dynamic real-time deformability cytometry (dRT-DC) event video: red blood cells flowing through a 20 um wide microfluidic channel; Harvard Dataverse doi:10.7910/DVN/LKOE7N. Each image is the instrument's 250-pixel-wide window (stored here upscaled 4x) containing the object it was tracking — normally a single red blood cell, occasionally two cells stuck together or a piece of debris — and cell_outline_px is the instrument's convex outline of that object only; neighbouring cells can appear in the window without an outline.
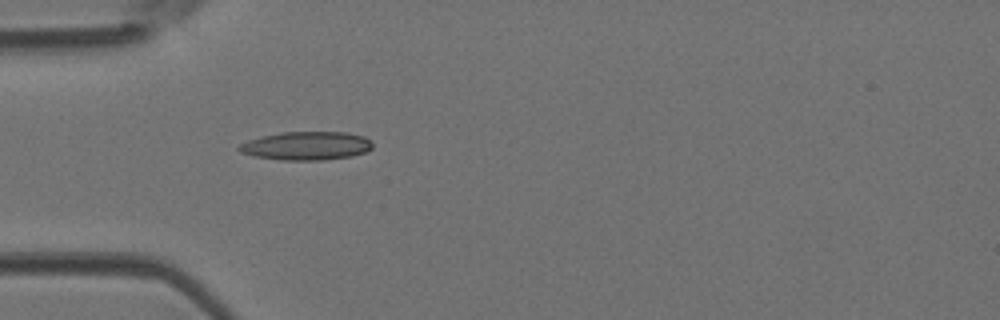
{"species": "Egyptian fruit bat (a non-hibernating species)", "species_latin": "Rousettus aegyptiacus", "temperature_condition": "room temperature", "stored_images_in_passage": 24, "camera_frame_rate_fps": 3000, "um_per_image_px": 0.085, "animal": {"sex": "female"}, "frame": {"image": 1, "passage_image": 1, "time_ms": 0.0, "image_size_px": [1000, 320], "cell_outline_px": [[372, 148], [364, 152], [352, 156], [324, 160], [280, 160], [252, 156], [240, 152], [236, 148], [240, 144], [248, 140], [260, 136], [284, 132], [348, 132], [364, 136], [372, 140]], "centroid_in_image_um": [26.03, 12.39], "position_along_channel_um": 59.0, "area_um2": 22.37}}
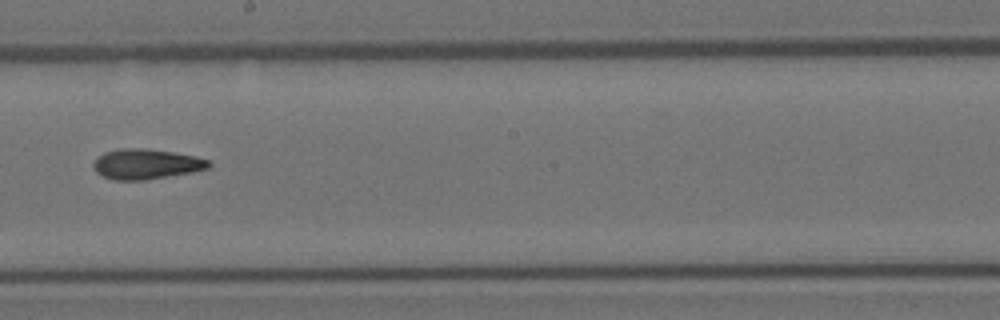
{"frame": {"image": 2, "passage_image": 13, "time_ms": 4.0, "image_size_px": [1000, 320], "cell_outline_px": [[212, 164], [208, 168], [192, 172], [144, 180], [116, 180], [104, 176], [96, 172], [92, 164], [96, 156], [104, 152], [120, 148], [144, 148], [172, 152], [196, 156], [208, 160]], "centroid_in_image_um": [12.4, 13.93], "position_along_channel_um": 235.8, "area_um2": 20.29}}
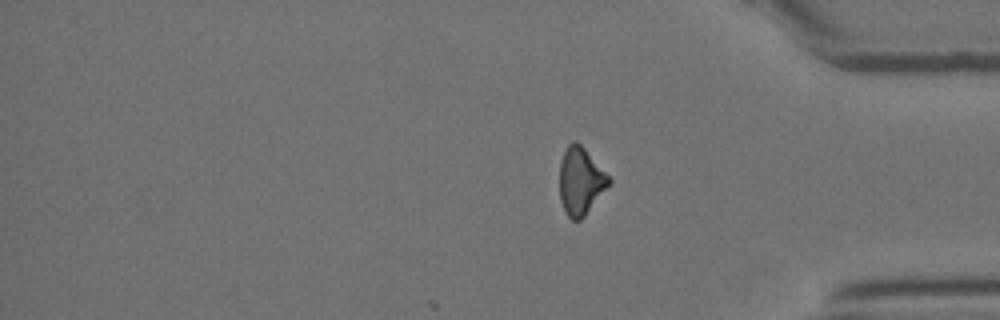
{"frame": {"image": 3, "passage_image": 24, "time_ms": 7.667, "image_size_px": [1000, 320], "cell_outline_px": [[612, 184], [584, 216], [580, 220], [572, 220], [568, 216], [560, 200], [560, 160], [568, 144], [572, 140], [576, 140], [584, 148], [612, 180]], "centroid_in_image_um": [49.36, 15.39], "position_along_channel_um": 385.8, "area_um2": 19.36}}